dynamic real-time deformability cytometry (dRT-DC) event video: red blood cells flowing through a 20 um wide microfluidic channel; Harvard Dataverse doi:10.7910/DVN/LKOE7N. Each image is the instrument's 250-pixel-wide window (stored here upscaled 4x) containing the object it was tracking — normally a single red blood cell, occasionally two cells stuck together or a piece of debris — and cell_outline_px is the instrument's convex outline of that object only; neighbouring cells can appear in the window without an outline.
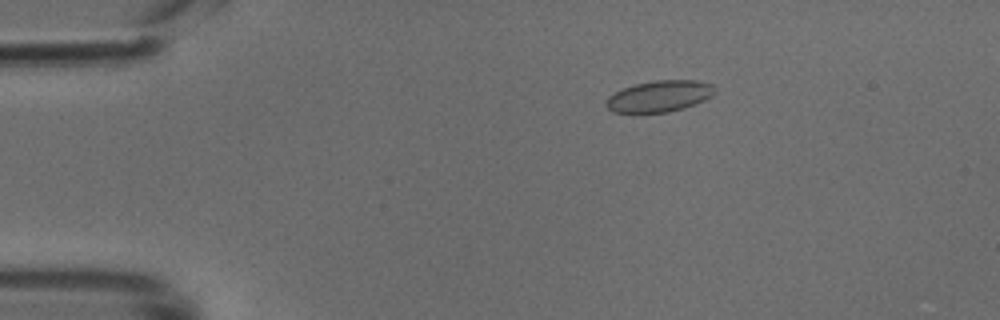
{"species": "common noctule bat (a hibernating species)", "species_latin": "Nyctalus noctula", "temperature_condition": "cold", "stored_images_in_passage": 49, "camera_frame_rate_fps": 3000, "um_per_image_px": 0.085, "animal": {"sex": "male", "body_mass_g": 18.8}, "frame": {"image": 1, "passage_image": 9, "time_ms": 2.667, "image_size_px": [1000, 320], "cell_outline_px": [[716, 92], [712, 96], [704, 100], [684, 108], [668, 112], [612, 112], [604, 104], [608, 96], [624, 88], [636, 84], [656, 80], [696, 80], [712, 84], [716, 88]], "centroid_in_image_um": [56.07, 8.17], "position_along_channel_um": 28.9, "area_um2": 19.77}}
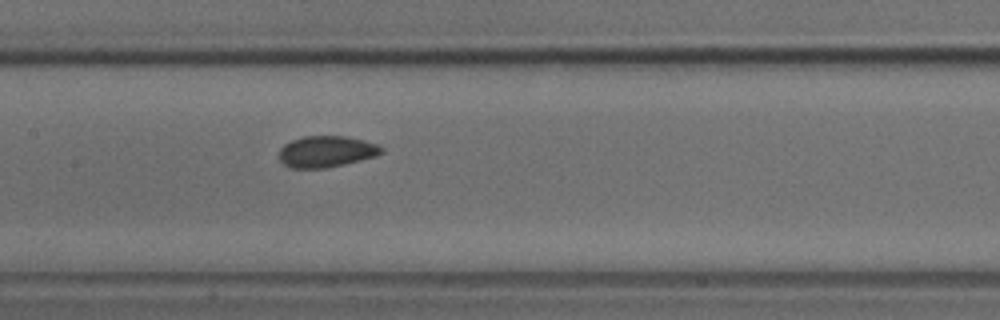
{"frame": {"image": 2, "passage_image": 24, "time_ms": 7.667, "image_size_px": [1000, 320], "cell_outline_px": [[384, 152], [376, 156], [344, 164], [324, 168], [292, 168], [284, 164], [280, 160], [280, 148], [284, 144], [292, 140], [304, 136], [344, 136], [364, 140], [380, 144], [384, 148]], "centroid_in_image_um": [27.78, 12.87], "position_along_channel_um": 179.6, "area_um2": 18.73}}
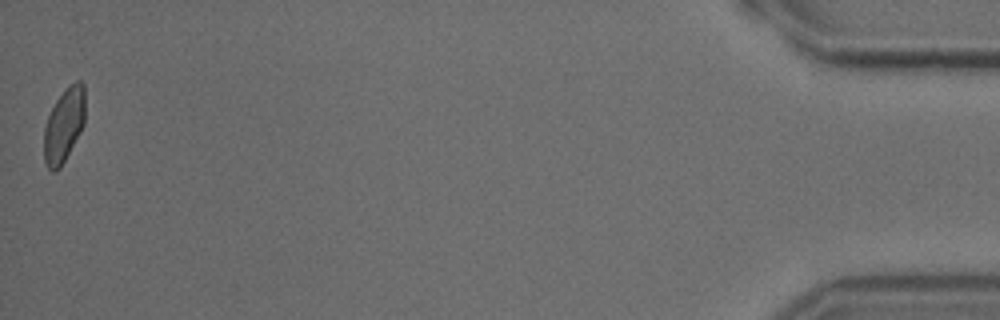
{"frame": {"image": 3, "passage_image": 49, "time_ms": 16.0, "image_size_px": [1000, 320], "cell_outline_px": [[84, 124], [80, 132], [60, 168], [56, 172], [52, 172], [48, 168], [44, 160], [44, 128], [48, 116], [56, 100], [76, 80], [80, 80], [84, 84]], "centroid_in_image_um": [5.43, 10.67], "position_along_channel_um": 429.8, "area_um2": 17.46}}